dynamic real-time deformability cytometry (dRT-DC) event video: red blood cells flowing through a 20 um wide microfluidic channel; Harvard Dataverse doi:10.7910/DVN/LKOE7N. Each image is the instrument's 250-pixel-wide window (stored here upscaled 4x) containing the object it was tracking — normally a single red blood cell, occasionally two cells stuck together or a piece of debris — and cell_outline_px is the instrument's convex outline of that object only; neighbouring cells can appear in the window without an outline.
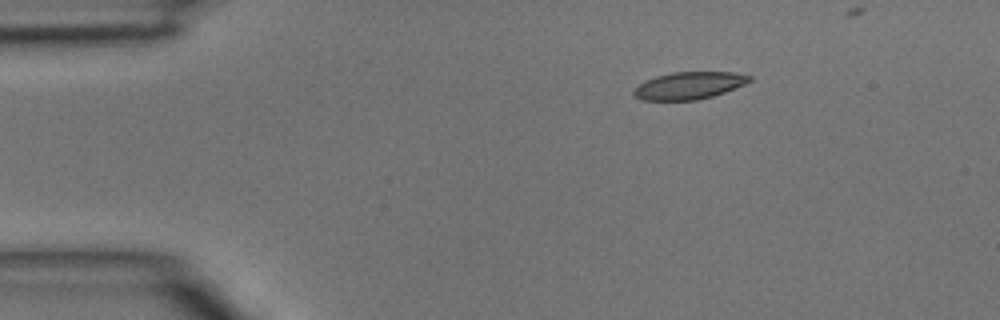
{"species": "common noctule bat (a hibernating species)", "species_latin": "Nyctalus noctula", "temperature_condition": "room temperature", "stored_images_in_passage": 34, "camera_frame_rate_fps": 3000, "um_per_image_px": 0.085, "animal": {"sex": "male", "body_mass_g": 15.6}, "frame": {"image": 1, "passage_image": 1, "time_ms": 0.0, "image_size_px": [1000, 320], "cell_outline_px": [[752, 80], [744, 84], [724, 92], [712, 96], [696, 100], [640, 100], [632, 96], [632, 88], [644, 80], [656, 76], [672, 72], [732, 72], [752, 76]], "centroid_in_image_um": [58.49, 7.27], "position_along_channel_um": 26.5, "area_um2": 18.55}}
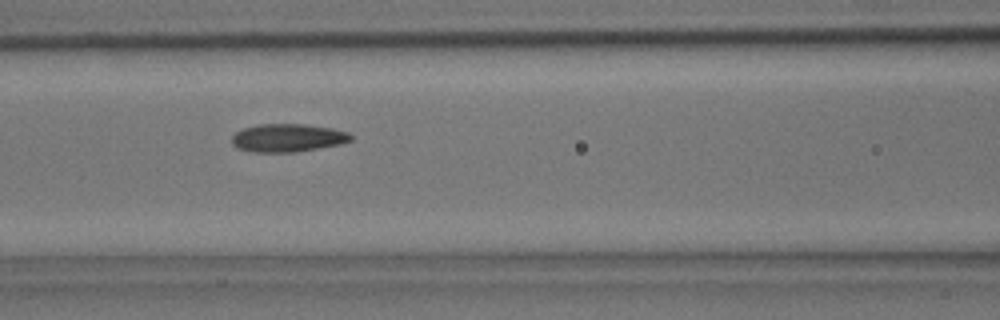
{"frame": {"image": 2, "passage_image": 13, "time_ms": 4.0, "image_size_px": [1000, 320], "cell_outline_px": [[352, 140], [340, 144], [296, 152], [252, 152], [236, 148], [232, 144], [232, 136], [236, 132], [244, 128], [256, 124], [304, 124], [332, 128], [348, 132], [352, 136]], "centroid_in_image_um": [24.44, 11.72], "position_along_channel_um": 142.2, "area_um2": 19.54}}
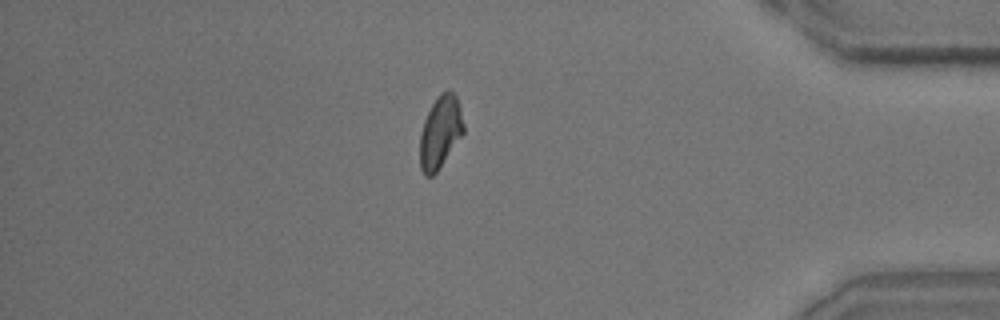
{"frame": {"image": 3, "passage_image": 33, "time_ms": 10.667, "image_size_px": [1000, 320], "cell_outline_px": [[464, 132], [436, 172], [432, 176], [424, 176], [420, 168], [420, 132], [424, 120], [432, 104], [440, 92], [448, 88], [456, 96], [460, 104], [464, 124]], "centroid_in_image_um": [37.42, 11.19], "position_along_channel_um": 397.8, "area_um2": 18.44}}